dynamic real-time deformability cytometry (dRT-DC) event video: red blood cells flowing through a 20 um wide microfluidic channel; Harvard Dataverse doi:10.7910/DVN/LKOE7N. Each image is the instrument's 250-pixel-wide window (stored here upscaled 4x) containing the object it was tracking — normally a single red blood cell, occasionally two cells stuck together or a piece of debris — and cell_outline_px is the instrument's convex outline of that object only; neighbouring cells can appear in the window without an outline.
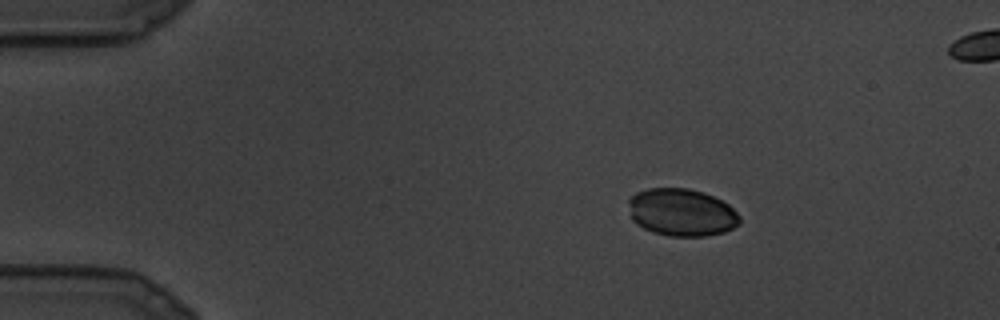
{"species": "common noctule bat (a hibernating species)", "species_latin": "Nyctalus noctula", "temperature_condition": "cold", "stored_images_in_passage": 14, "camera_frame_rate_fps": 3000, "um_per_image_px": 0.085, "animal": {"sex": "male", "body_mass_g": 19.5, "forearm_length_mm": 54.6}, "frame": {"image": 1, "passage_image": 5, "time_ms": 1.333, "image_size_px": [1000, 320], "cell_outline_px": [[740, 224], [724, 232], [708, 236], [668, 236], [652, 232], [636, 224], [632, 220], [628, 204], [628, 200], [636, 192], [648, 188], [688, 188], [704, 192], [728, 204], [740, 216]], "centroid_in_image_um": [57.92, 18.05], "position_along_channel_um": 27.1, "area_um2": 30.92}}
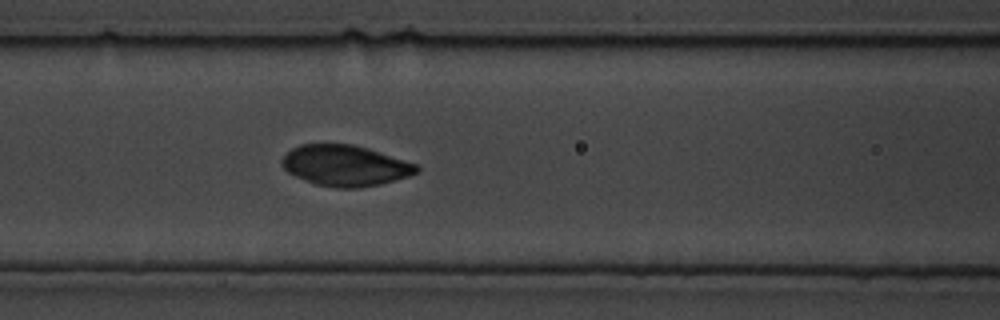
{"frame": {"image": 2, "passage_image": 12, "time_ms": 3.667, "image_size_px": [1000, 320], "cell_outline_px": [[420, 172], [408, 176], [380, 184], [360, 188], [336, 188], [316, 184], [296, 176], [288, 172], [280, 164], [280, 160], [292, 148], [300, 144], [352, 144], [368, 148], [416, 164], [420, 168]], "centroid_in_image_um": [29.34, 14.07], "position_along_channel_um": 137.3, "area_um2": 31.96}}